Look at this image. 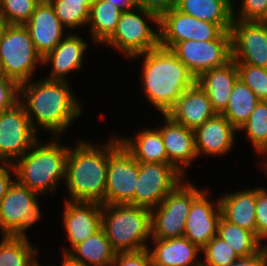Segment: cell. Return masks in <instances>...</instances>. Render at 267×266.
Returning a JSON list of instances; mask_svg holds the SVG:
<instances>
[{"label": "cell", "instance_id": "cb8c5ba5", "mask_svg": "<svg viewBox=\"0 0 267 266\" xmlns=\"http://www.w3.org/2000/svg\"><path fill=\"white\" fill-rule=\"evenodd\" d=\"M239 79L233 59L221 67L204 72L196 82L206 92L213 109L221 114L227 107L234 84Z\"/></svg>", "mask_w": 267, "mask_h": 266}, {"label": "cell", "instance_id": "ffe728a7", "mask_svg": "<svg viewBox=\"0 0 267 266\" xmlns=\"http://www.w3.org/2000/svg\"><path fill=\"white\" fill-rule=\"evenodd\" d=\"M162 117L164 118V124L156 129L160 131L163 138L168 163L174 165L185 175V169L198 158L194 130L176 123L167 114H162Z\"/></svg>", "mask_w": 267, "mask_h": 266}, {"label": "cell", "instance_id": "836d02e7", "mask_svg": "<svg viewBox=\"0 0 267 266\" xmlns=\"http://www.w3.org/2000/svg\"><path fill=\"white\" fill-rule=\"evenodd\" d=\"M54 8L55 14L60 22L68 30L86 27L90 15V5L87 0H48Z\"/></svg>", "mask_w": 267, "mask_h": 266}, {"label": "cell", "instance_id": "8d00e7d4", "mask_svg": "<svg viewBox=\"0 0 267 266\" xmlns=\"http://www.w3.org/2000/svg\"><path fill=\"white\" fill-rule=\"evenodd\" d=\"M239 79L262 101H267V69L250 64L236 63Z\"/></svg>", "mask_w": 267, "mask_h": 266}, {"label": "cell", "instance_id": "d4e9b609", "mask_svg": "<svg viewBox=\"0 0 267 266\" xmlns=\"http://www.w3.org/2000/svg\"><path fill=\"white\" fill-rule=\"evenodd\" d=\"M219 203L221 216L226 221L256 235V187L222 194Z\"/></svg>", "mask_w": 267, "mask_h": 266}, {"label": "cell", "instance_id": "f35d334b", "mask_svg": "<svg viewBox=\"0 0 267 266\" xmlns=\"http://www.w3.org/2000/svg\"><path fill=\"white\" fill-rule=\"evenodd\" d=\"M256 237L267 240V188H256Z\"/></svg>", "mask_w": 267, "mask_h": 266}, {"label": "cell", "instance_id": "277c9868", "mask_svg": "<svg viewBox=\"0 0 267 266\" xmlns=\"http://www.w3.org/2000/svg\"><path fill=\"white\" fill-rule=\"evenodd\" d=\"M59 141L55 136L42 144L38 140L13 164L16 180L40 196L52 194L62 181L64 184L69 146Z\"/></svg>", "mask_w": 267, "mask_h": 266}, {"label": "cell", "instance_id": "816d5d0a", "mask_svg": "<svg viewBox=\"0 0 267 266\" xmlns=\"http://www.w3.org/2000/svg\"><path fill=\"white\" fill-rule=\"evenodd\" d=\"M264 248H265V250H266V252H267V241H266V243L264 244Z\"/></svg>", "mask_w": 267, "mask_h": 266}, {"label": "cell", "instance_id": "7dc6e473", "mask_svg": "<svg viewBox=\"0 0 267 266\" xmlns=\"http://www.w3.org/2000/svg\"><path fill=\"white\" fill-rule=\"evenodd\" d=\"M5 27H6V22L0 17V38L4 32Z\"/></svg>", "mask_w": 267, "mask_h": 266}, {"label": "cell", "instance_id": "5b68a950", "mask_svg": "<svg viewBox=\"0 0 267 266\" xmlns=\"http://www.w3.org/2000/svg\"><path fill=\"white\" fill-rule=\"evenodd\" d=\"M101 228L116 253L148 249L151 210L130 204H103Z\"/></svg>", "mask_w": 267, "mask_h": 266}, {"label": "cell", "instance_id": "681fc988", "mask_svg": "<svg viewBox=\"0 0 267 266\" xmlns=\"http://www.w3.org/2000/svg\"><path fill=\"white\" fill-rule=\"evenodd\" d=\"M62 255H63V257H62L63 260H62V262H61V264L59 266H64V254H62ZM38 262L39 261L36 259L34 266H41ZM50 266H53V265H50Z\"/></svg>", "mask_w": 267, "mask_h": 266}, {"label": "cell", "instance_id": "8992f818", "mask_svg": "<svg viewBox=\"0 0 267 266\" xmlns=\"http://www.w3.org/2000/svg\"><path fill=\"white\" fill-rule=\"evenodd\" d=\"M150 22L157 26V29L151 28ZM103 45L114 47L123 53L126 59L159 47V15L139 6L123 11L115 31Z\"/></svg>", "mask_w": 267, "mask_h": 266}, {"label": "cell", "instance_id": "7a4b0ae2", "mask_svg": "<svg viewBox=\"0 0 267 266\" xmlns=\"http://www.w3.org/2000/svg\"><path fill=\"white\" fill-rule=\"evenodd\" d=\"M121 144L119 136L105 144L81 140L71 147L66 159L67 201L104 204L109 155Z\"/></svg>", "mask_w": 267, "mask_h": 266}, {"label": "cell", "instance_id": "83f0119b", "mask_svg": "<svg viewBox=\"0 0 267 266\" xmlns=\"http://www.w3.org/2000/svg\"><path fill=\"white\" fill-rule=\"evenodd\" d=\"M66 255L87 266H113L116 252L101 228L82 243L75 245Z\"/></svg>", "mask_w": 267, "mask_h": 266}, {"label": "cell", "instance_id": "f546056e", "mask_svg": "<svg viewBox=\"0 0 267 266\" xmlns=\"http://www.w3.org/2000/svg\"><path fill=\"white\" fill-rule=\"evenodd\" d=\"M259 101L255 93L238 79L234 84L229 103L221 114L238 131L249 119Z\"/></svg>", "mask_w": 267, "mask_h": 266}, {"label": "cell", "instance_id": "ee69618b", "mask_svg": "<svg viewBox=\"0 0 267 266\" xmlns=\"http://www.w3.org/2000/svg\"><path fill=\"white\" fill-rule=\"evenodd\" d=\"M229 266H267V252L263 247L255 255L240 257Z\"/></svg>", "mask_w": 267, "mask_h": 266}, {"label": "cell", "instance_id": "c3c4849f", "mask_svg": "<svg viewBox=\"0 0 267 266\" xmlns=\"http://www.w3.org/2000/svg\"><path fill=\"white\" fill-rule=\"evenodd\" d=\"M260 165H262L260 167H262V170L264 169L263 171H264V173L266 172L265 175L267 177V160L264 161L263 163L261 162Z\"/></svg>", "mask_w": 267, "mask_h": 266}, {"label": "cell", "instance_id": "f1b7e54d", "mask_svg": "<svg viewBox=\"0 0 267 266\" xmlns=\"http://www.w3.org/2000/svg\"><path fill=\"white\" fill-rule=\"evenodd\" d=\"M123 10L108 2L95 0L90 7L88 26L92 43L102 45L115 31Z\"/></svg>", "mask_w": 267, "mask_h": 266}, {"label": "cell", "instance_id": "52a82bcc", "mask_svg": "<svg viewBox=\"0 0 267 266\" xmlns=\"http://www.w3.org/2000/svg\"><path fill=\"white\" fill-rule=\"evenodd\" d=\"M42 59L24 25L6 24L0 38L1 74L20 85L31 80Z\"/></svg>", "mask_w": 267, "mask_h": 266}, {"label": "cell", "instance_id": "9a60e30c", "mask_svg": "<svg viewBox=\"0 0 267 266\" xmlns=\"http://www.w3.org/2000/svg\"><path fill=\"white\" fill-rule=\"evenodd\" d=\"M230 33L235 63L267 69V22L233 19Z\"/></svg>", "mask_w": 267, "mask_h": 266}, {"label": "cell", "instance_id": "7bdbcfd3", "mask_svg": "<svg viewBox=\"0 0 267 266\" xmlns=\"http://www.w3.org/2000/svg\"><path fill=\"white\" fill-rule=\"evenodd\" d=\"M178 0H137V6L151 10L159 16L169 9L176 7Z\"/></svg>", "mask_w": 267, "mask_h": 266}, {"label": "cell", "instance_id": "6da1fadb", "mask_svg": "<svg viewBox=\"0 0 267 266\" xmlns=\"http://www.w3.org/2000/svg\"><path fill=\"white\" fill-rule=\"evenodd\" d=\"M70 86L68 81L46 78L19 85V102L36 132L43 129L59 138L80 117L83 106Z\"/></svg>", "mask_w": 267, "mask_h": 266}, {"label": "cell", "instance_id": "ac0fdd59", "mask_svg": "<svg viewBox=\"0 0 267 266\" xmlns=\"http://www.w3.org/2000/svg\"><path fill=\"white\" fill-rule=\"evenodd\" d=\"M24 26L29 32L36 51L42 57L60 43L66 36L65 33H69L57 18L48 0H42L37 5L30 20Z\"/></svg>", "mask_w": 267, "mask_h": 266}, {"label": "cell", "instance_id": "60d3db41", "mask_svg": "<svg viewBox=\"0 0 267 266\" xmlns=\"http://www.w3.org/2000/svg\"><path fill=\"white\" fill-rule=\"evenodd\" d=\"M113 266H154L148 249L137 252L116 253Z\"/></svg>", "mask_w": 267, "mask_h": 266}, {"label": "cell", "instance_id": "30bf717a", "mask_svg": "<svg viewBox=\"0 0 267 266\" xmlns=\"http://www.w3.org/2000/svg\"><path fill=\"white\" fill-rule=\"evenodd\" d=\"M171 51L197 79L204 72L221 67L232 59L231 33L225 31L218 39L209 41H181Z\"/></svg>", "mask_w": 267, "mask_h": 266}, {"label": "cell", "instance_id": "e0dca14e", "mask_svg": "<svg viewBox=\"0 0 267 266\" xmlns=\"http://www.w3.org/2000/svg\"><path fill=\"white\" fill-rule=\"evenodd\" d=\"M208 191L204 190L193 202L186 219L184 237L202 250L217 235L221 218L219 199L210 201Z\"/></svg>", "mask_w": 267, "mask_h": 266}, {"label": "cell", "instance_id": "3957f363", "mask_svg": "<svg viewBox=\"0 0 267 266\" xmlns=\"http://www.w3.org/2000/svg\"><path fill=\"white\" fill-rule=\"evenodd\" d=\"M139 57H143L141 81L144 96L155 110L167 114L196 79L170 49L159 46L131 59Z\"/></svg>", "mask_w": 267, "mask_h": 266}, {"label": "cell", "instance_id": "d6a6232c", "mask_svg": "<svg viewBox=\"0 0 267 266\" xmlns=\"http://www.w3.org/2000/svg\"><path fill=\"white\" fill-rule=\"evenodd\" d=\"M238 132H245L251 141L257 156H263L262 162L267 160V101H259L249 119ZM265 156V157H264Z\"/></svg>", "mask_w": 267, "mask_h": 266}, {"label": "cell", "instance_id": "bcb514c9", "mask_svg": "<svg viewBox=\"0 0 267 266\" xmlns=\"http://www.w3.org/2000/svg\"><path fill=\"white\" fill-rule=\"evenodd\" d=\"M64 266H87L83 263H79L71 259L69 256L64 254Z\"/></svg>", "mask_w": 267, "mask_h": 266}, {"label": "cell", "instance_id": "4fadbf2b", "mask_svg": "<svg viewBox=\"0 0 267 266\" xmlns=\"http://www.w3.org/2000/svg\"><path fill=\"white\" fill-rule=\"evenodd\" d=\"M159 30L160 46L170 50L181 41L215 40L225 32L218 24L199 20L176 7L159 16Z\"/></svg>", "mask_w": 267, "mask_h": 266}, {"label": "cell", "instance_id": "2e32d148", "mask_svg": "<svg viewBox=\"0 0 267 266\" xmlns=\"http://www.w3.org/2000/svg\"><path fill=\"white\" fill-rule=\"evenodd\" d=\"M63 224L70 249L98 232L102 227V204L97 202L64 201Z\"/></svg>", "mask_w": 267, "mask_h": 266}, {"label": "cell", "instance_id": "8fae6325", "mask_svg": "<svg viewBox=\"0 0 267 266\" xmlns=\"http://www.w3.org/2000/svg\"><path fill=\"white\" fill-rule=\"evenodd\" d=\"M37 133L20 102L0 112V162L14 164L39 140Z\"/></svg>", "mask_w": 267, "mask_h": 266}, {"label": "cell", "instance_id": "9c48e42d", "mask_svg": "<svg viewBox=\"0 0 267 266\" xmlns=\"http://www.w3.org/2000/svg\"><path fill=\"white\" fill-rule=\"evenodd\" d=\"M39 194L17 180L0 200L1 236L28 238L26 231L42 217Z\"/></svg>", "mask_w": 267, "mask_h": 266}, {"label": "cell", "instance_id": "ab89813d", "mask_svg": "<svg viewBox=\"0 0 267 266\" xmlns=\"http://www.w3.org/2000/svg\"><path fill=\"white\" fill-rule=\"evenodd\" d=\"M19 102V84L0 74V112L12 108Z\"/></svg>", "mask_w": 267, "mask_h": 266}, {"label": "cell", "instance_id": "484cf974", "mask_svg": "<svg viewBox=\"0 0 267 266\" xmlns=\"http://www.w3.org/2000/svg\"><path fill=\"white\" fill-rule=\"evenodd\" d=\"M125 149L139 163H168V156L160 131L156 128H144L134 137L120 136Z\"/></svg>", "mask_w": 267, "mask_h": 266}, {"label": "cell", "instance_id": "f6af8a7d", "mask_svg": "<svg viewBox=\"0 0 267 266\" xmlns=\"http://www.w3.org/2000/svg\"><path fill=\"white\" fill-rule=\"evenodd\" d=\"M108 2L123 11L132 9L137 6V0H108Z\"/></svg>", "mask_w": 267, "mask_h": 266}, {"label": "cell", "instance_id": "5bb4252c", "mask_svg": "<svg viewBox=\"0 0 267 266\" xmlns=\"http://www.w3.org/2000/svg\"><path fill=\"white\" fill-rule=\"evenodd\" d=\"M139 162L120 144L110 155L104 204L134 205Z\"/></svg>", "mask_w": 267, "mask_h": 266}, {"label": "cell", "instance_id": "1f68e13d", "mask_svg": "<svg viewBox=\"0 0 267 266\" xmlns=\"http://www.w3.org/2000/svg\"><path fill=\"white\" fill-rule=\"evenodd\" d=\"M0 239V266H34L38 250L29 238L2 236Z\"/></svg>", "mask_w": 267, "mask_h": 266}, {"label": "cell", "instance_id": "ba28073f", "mask_svg": "<svg viewBox=\"0 0 267 266\" xmlns=\"http://www.w3.org/2000/svg\"><path fill=\"white\" fill-rule=\"evenodd\" d=\"M190 181L180 182L151 210V238L171 239L184 236L192 202L203 192Z\"/></svg>", "mask_w": 267, "mask_h": 266}, {"label": "cell", "instance_id": "d590c367", "mask_svg": "<svg viewBox=\"0 0 267 266\" xmlns=\"http://www.w3.org/2000/svg\"><path fill=\"white\" fill-rule=\"evenodd\" d=\"M42 0H0V17L6 24L24 25Z\"/></svg>", "mask_w": 267, "mask_h": 266}, {"label": "cell", "instance_id": "b9f144b4", "mask_svg": "<svg viewBox=\"0 0 267 266\" xmlns=\"http://www.w3.org/2000/svg\"><path fill=\"white\" fill-rule=\"evenodd\" d=\"M14 165L0 162V200L7 194L10 186L16 180Z\"/></svg>", "mask_w": 267, "mask_h": 266}, {"label": "cell", "instance_id": "4dcf8cb0", "mask_svg": "<svg viewBox=\"0 0 267 266\" xmlns=\"http://www.w3.org/2000/svg\"><path fill=\"white\" fill-rule=\"evenodd\" d=\"M217 236L223 239L240 257L253 256L264 245L256 235L245 228L226 221L222 216L217 227Z\"/></svg>", "mask_w": 267, "mask_h": 266}, {"label": "cell", "instance_id": "4316f807", "mask_svg": "<svg viewBox=\"0 0 267 266\" xmlns=\"http://www.w3.org/2000/svg\"><path fill=\"white\" fill-rule=\"evenodd\" d=\"M233 3V0H178L176 8L199 20L218 24L224 31H230Z\"/></svg>", "mask_w": 267, "mask_h": 266}, {"label": "cell", "instance_id": "7402d4cb", "mask_svg": "<svg viewBox=\"0 0 267 266\" xmlns=\"http://www.w3.org/2000/svg\"><path fill=\"white\" fill-rule=\"evenodd\" d=\"M216 114L206 92L197 82L183 92L167 113L176 123L192 130L202 126Z\"/></svg>", "mask_w": 267, "mask_h": 266}, {"label": "cell", "instance_id": "7c38bea8", "mask_svg": "<svg viewBox=\"0 0 267 266\" xmlns=\"http://www.w3.org/2000/svg\"><path fill=\"white\" fill-rule=\"evenodd\" d=\"M185 178L170 163H139V176L134 190V206L150 210L161 201Z\"/></svg>", "mask_w": 267, "mask_h": 266}, {"label": "cell", "instance_id": "44dd1931", "mask_svg": "<svg viewBox=\"0 0 267 266\" xmlns=\"http://www.w3.org/2000/svg\"><path fill=\"white\" fill-rule=\"evenodd\" d=\"M237 130L222 115L216 114L194 130L195 148L199 156H222L233 149Z\"/></svg>", "mask_w": 267, "mask_h": 266}, {"label": "cell", "instance_id": "603a6c76", "mask_svg": "<svg viewBox=\"0 0 267 266\" xmlns=\"http://www.w3.org/2000/svg\"><path fill=\"white\" fill-rule=\"evenodd\" d=\"M151 240L154 248L148 251L154 266H201V250L186 237Z\"/></svg>", "mask_w": 267, "mask_h": 266}, {"label": "cell", "instance_id": "74e56055", "mask_svg": "<svg viewBox=\"0 0 267 266\" xmlns=\"http://www.w3.org/2000/svg\"><path fill=\"white\" fill-rule=\"evenodd\" d=\"M233 4V19L267 22V0H241L238 13Z\"/></svg>", "mask_w": 267, "mask_h": 266}, {"label": "cell", "instance_id": "d6986e66", "mask_svg": "<svg viewBox=\"0 0 267 266\" xmlns=\"http://www.w3.org/2000/svg\"><path fill=\"white\" fill-rule=\"evenodd\" d=\"M89 44L79 34L69 32L60 43L42 59V66H51L48 80L68 81L67 76L73 71H80ZM51 64V65H50Z\"/></svg>", "mask_w": 267, "mask_h": 266}, {"label": "cell", "instance_id": "e575fe53", "mask_svg": "<svg viewBox=\"0 0 267 266\" xmlns=\"http://www.w3.org/2000/svg\"><path fill=\"white\" fill-rule=\"evenodd\" d=\"M204 255L201 266H229L239 257L235 251L217 235L201 250Z\"/></svg>", "mask_w": 267, "mask_h": 266}, {"label": "cell", "instance_id": "f907efd6", "mask_svg": "<svg viewBox=\"0 0 267 266\" xmlns=\"http://www.w3.org/2000/svg\"><path fill=\"white\" fill-rule=\"evenodd\" d=\"M95 2V0H87V5H92Z\"/></svg>", "mask_w": 267, "mask_h": 266}]
</instances>
